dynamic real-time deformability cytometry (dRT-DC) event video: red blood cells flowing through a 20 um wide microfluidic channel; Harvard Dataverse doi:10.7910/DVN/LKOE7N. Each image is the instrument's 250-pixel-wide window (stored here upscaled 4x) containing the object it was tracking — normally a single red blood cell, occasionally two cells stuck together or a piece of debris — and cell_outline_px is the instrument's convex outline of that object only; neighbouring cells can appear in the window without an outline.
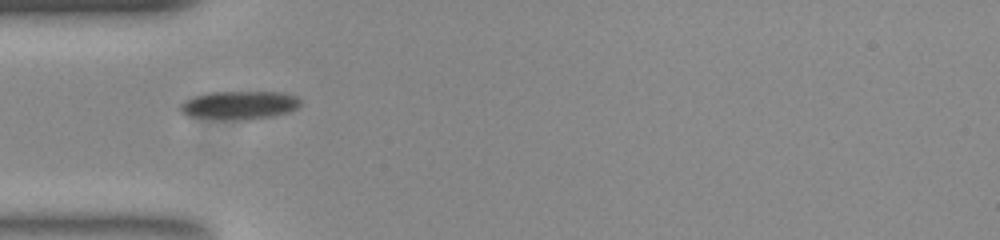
{"species": "common noctule bat (a hibernating species)", "species_latin": "Nyctalus noctula", "temperature_condition": "room temperature", "stored_images_in_passage": 39, "camera_frame_rate_fps": 3000, "um_per_image_px": 0.085, "animal": {"sex": "female", "body_mass_g": 23.0, "forearm_length_mm": 53.4}, "frame": {"image": 1, "passage_image": 1, "time_ms": 0.0, "image_size_px": [1000, 240], "cell_outline_px": [[300, 104], [296, 108], [288, 112], [272, 116], [244, 120], [184, 116], [176, 108], [184, 100], [192, 96], [212, 92], [280, 92], [296, 96], [300, 100]], "centroid_in_image_um": [20.26, 8.93], "position_along_channel_um": 64.7, "area_um2": 19.94}}
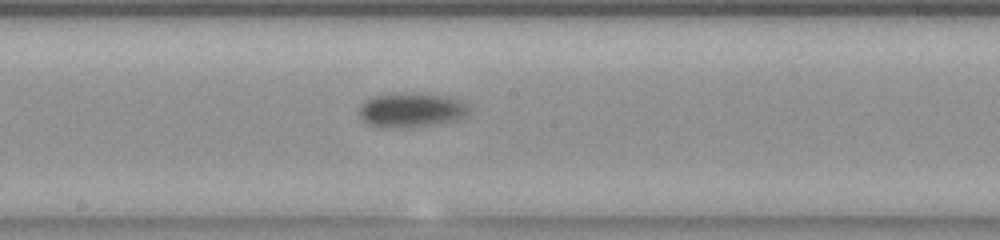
{"frame": {"image": 2, "passage_image": 13, "time_ms": 4.0, "image_size_px": [1000, 240], "cell_outline_px": [[472, 108], [468, 116], [456, 120], [432, 124], [392, 128], [368, 124], [360, 116], [360, 104], [372, 96], [396, 92], [408, 92], [448, 96], [460, 100]], "centroid_in_image_um": [35.0, 9.32], "position_along_channel_um": 213.2, "area_um2": 22.2}}
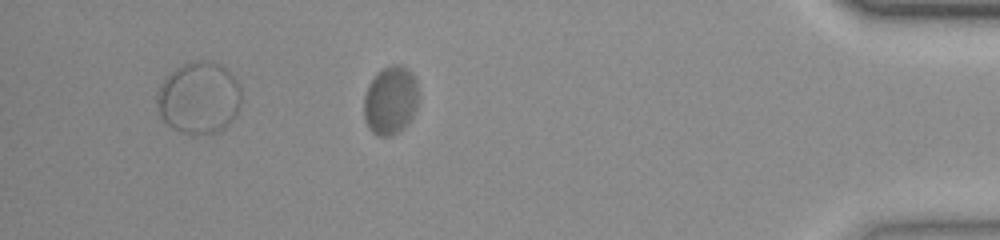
{"frame": {"image": 3, "passage_image": 32, "time_ms": 10.333, "image_size_px": [1000, 240], "cell_outline_px": [[416, 108], [408, 124], [392, 136], [376, 136], [368, 128], [364, 120], [364, 96], [368, 84], [376, 72], [392, 64], [400, 64], [408, 68], [412, 72], [416, 80]], "centroid_in_image_um": [33.16, 8.52], "position_along_channel_um": 402.0, "area_um2": 21.96}}